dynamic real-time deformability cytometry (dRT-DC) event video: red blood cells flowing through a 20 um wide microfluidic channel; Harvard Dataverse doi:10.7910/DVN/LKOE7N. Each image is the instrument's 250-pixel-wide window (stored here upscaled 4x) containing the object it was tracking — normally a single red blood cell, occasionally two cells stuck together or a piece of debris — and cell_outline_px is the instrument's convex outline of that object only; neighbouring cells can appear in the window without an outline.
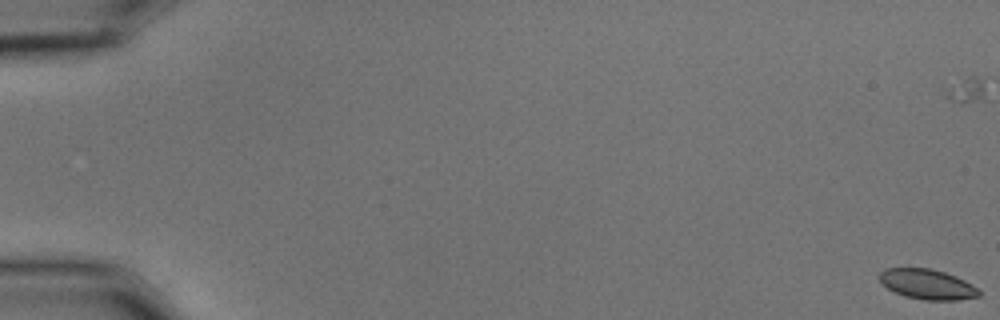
{"species": "common noctule bat (a hibernating species)", "species_latin": "Nyctalus noctula", "temperature_condition": "cold", "stored_images_in_passage": 59, "camera_frame_rate_fps": 3000, "um_per_image_px": 0.085, "animal": {"sex": "male", "body_mass_g": 15.6}, "frame": {"image": 1, "passage_image": 1, "time_ms": 0.0, "image_size_px": [1000, 320], "cell_outline_px": [[980, 296], [960, 300], [924, 300], [904, 296], [888, 288], [876, 276], [884, 268], [932, 268], [944, 272], [964, 280], [980, 288]], "centroid_in_image_um": [78.83, 24.16], "position_along_channel_um": 6.2, "area_um2": 17.57}}
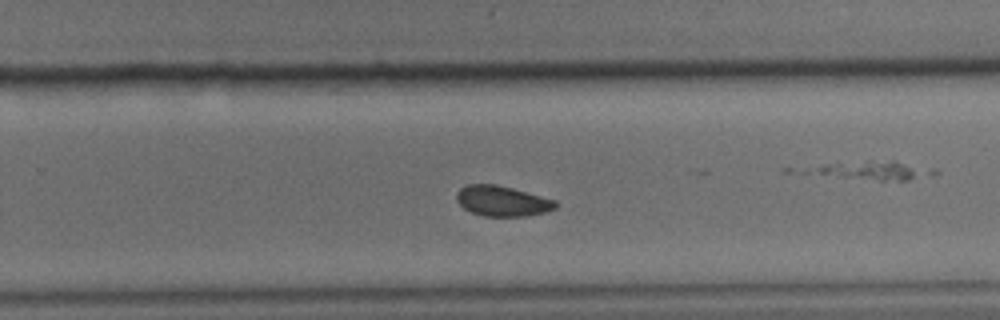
{"frame": {"image": 2, "passage_image": 39, "time_ms": 12.667, "image_size_px": [1000, 320], "cell_outline_px": [[556, 208], [544, 212], [528, 216], [484, 216], [472, 212], [464, 208], [456, 200], [456, 192], [460, 188], [468, 184], [496, 184], [512, 188], [556, 200]], "centroid_in_image_um": [42.67, 17.08], "position_along_channel_um": 287.1, "area_um2": 17.46}}
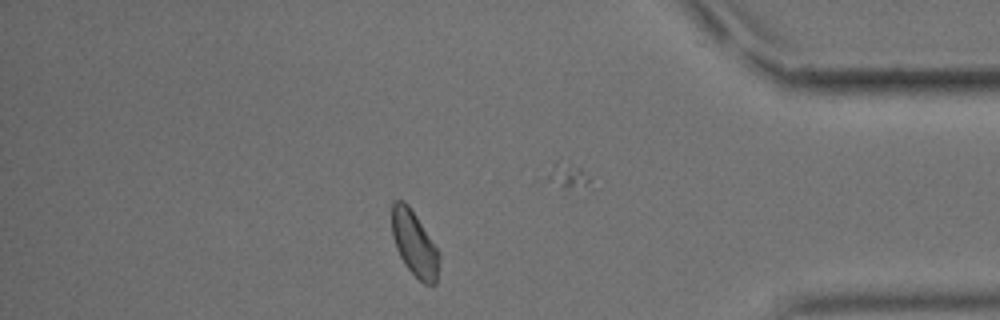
{"frame": {"image": 3, "passage_image": 51, "time_ms": 16.667, "image_size_px": [1000, 320], "cell_outline_px": [[440, 256], [436, 284], [424, 284], [404, 264], [396, 248], [392, 236], [392, 204], [396, 200], [404, 200], [408, 204], [416, 216], [436, 248]], "centroid_in_image_um": [35.21, 20.71], "position_along_channel_um": 400.0, "area_um2": 17.63}, "authors_computed_cell_mechanics": {"area_um2": 18.0914, "velocity_mm_per_s": 3.5613, "shape_relaxation_time_tau1_ms": 4.5057, "shape_relaxation_time_tau2_ms": 9.6831, "deformation_change_tau1": 0.0733, "deformation_change_tau2": 0.0951}}